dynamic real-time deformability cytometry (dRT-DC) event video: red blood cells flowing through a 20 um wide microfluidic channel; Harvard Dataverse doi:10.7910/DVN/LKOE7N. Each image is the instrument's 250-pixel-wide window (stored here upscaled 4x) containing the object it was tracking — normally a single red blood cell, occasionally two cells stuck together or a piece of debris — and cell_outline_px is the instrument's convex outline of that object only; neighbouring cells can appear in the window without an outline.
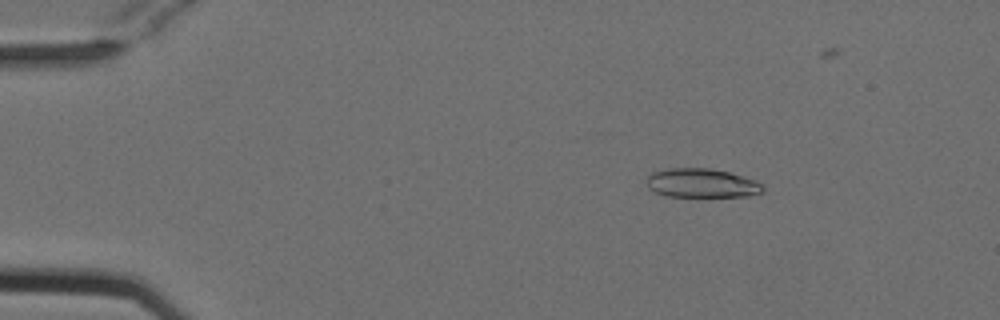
{"species": "Egyptian fruit bat (a non-hibernating species)", "species_latin": "Rousettus aegyptiacus", "temperature_condition": "cold", "stored_images_in_passage": 49, "camera_frame_rate_fps": 3000, "um_per_image_px": 0.085, "animal": {"sex": "female"}, "frame": {"image": 1, "passage_image": 9, "time_ms": 2.667, "image_size_px": [1000, 320], "cell_outline_px": [[764, 192], [748, 196], [664, 196], [648, 188], [648, 176], [652, 172], [668, 168], [708, 168], [728, 172], [744, 176], [756, 180], [764, 184]], "centroid_in_image_um": [59.69, 15.56], "position_along_channel_um": 25.3, "area_um2": 19.71}}
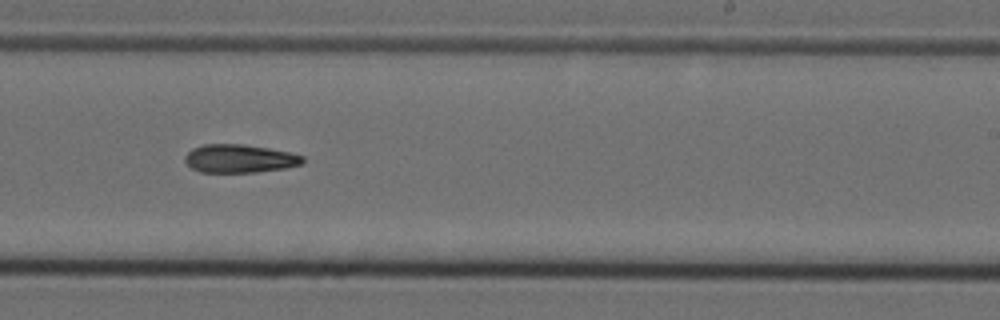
{"frame": {"image": 2, "passage_image": 34, "time_ms": 11.0, "image_size_px": [1000, 320], "cell_outline_px": [[304, 164], [284, 168], [256, 172], [200, 172], [192, 168], [184, 160], [184, 156], [192, 148], [204, 144], [244, 144], [268, 148], [288, 152], [304, 156]], "centroid_in_image_um": [20.36, 13.48], "position_along_channel_um": 268.6, "area_um2": 19.42}}
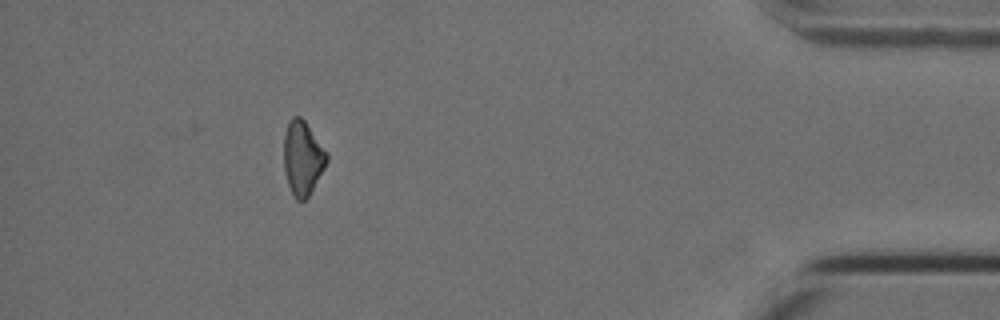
{"frame": {"image": 3, "passage_image": 49, "time_ms": 16.0, "image_size_px": [1000, 320], "cell_outline_px": [[328, 160], [324, 168], [308, 196], [304, 200], [296, 200], [292, 196], [288, 184], [284, 168], [284, 136], [288, 120], [292, 116], [300, 116], [304, 120], [328, 152]], "centroid_in_image_um": [25.72, 13.41], "position_along_channel_um": 409.5, "area_um2": 18.55}}